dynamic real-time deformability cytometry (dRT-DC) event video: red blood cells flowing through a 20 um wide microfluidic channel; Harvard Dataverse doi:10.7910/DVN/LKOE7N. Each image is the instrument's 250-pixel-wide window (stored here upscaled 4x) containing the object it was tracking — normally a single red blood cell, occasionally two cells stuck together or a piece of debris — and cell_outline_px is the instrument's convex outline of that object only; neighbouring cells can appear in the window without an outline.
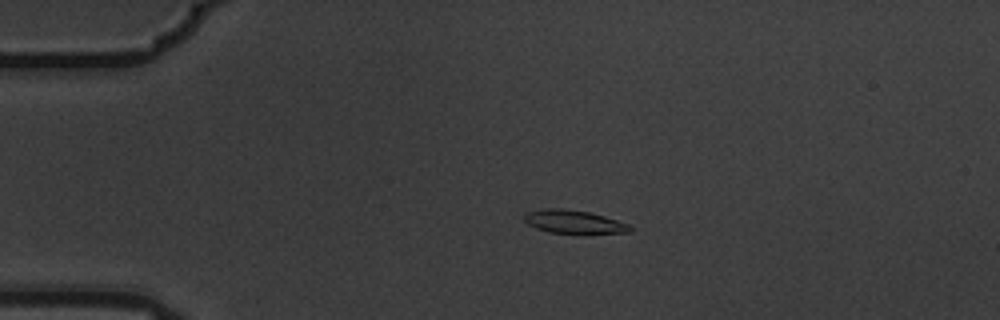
{"species": "common noctule bat (a hibernating species)", "species_latin": "Nyctalus noctula", "temperature_condition": "warm", "stored_images_in_passage": 4, "camera_frame_rate_fps": 3000, "um_per_image_px": 0.085, "animal": {"sex": "male", "body_mass_g": 19.5, "forearm_length_mm": 54.6}, "frame": {"image": 1, "passage_image": 3, "time_ms": 0.667, "image_size_px": [1000, 320], "cell_outline_px": [[632, 232], [588, 236], [548, 232], [536, 228], [528, 224], [524, 220], [524, 216], [528, 212], [544, 208], [564, 208], [588, 212], [604, 216], [628, 224], [632, 228]], "centroid_in_image_um": [48.84, 18.91], "position_along_channel_um": 36.2, "area_um2": 15.09}}